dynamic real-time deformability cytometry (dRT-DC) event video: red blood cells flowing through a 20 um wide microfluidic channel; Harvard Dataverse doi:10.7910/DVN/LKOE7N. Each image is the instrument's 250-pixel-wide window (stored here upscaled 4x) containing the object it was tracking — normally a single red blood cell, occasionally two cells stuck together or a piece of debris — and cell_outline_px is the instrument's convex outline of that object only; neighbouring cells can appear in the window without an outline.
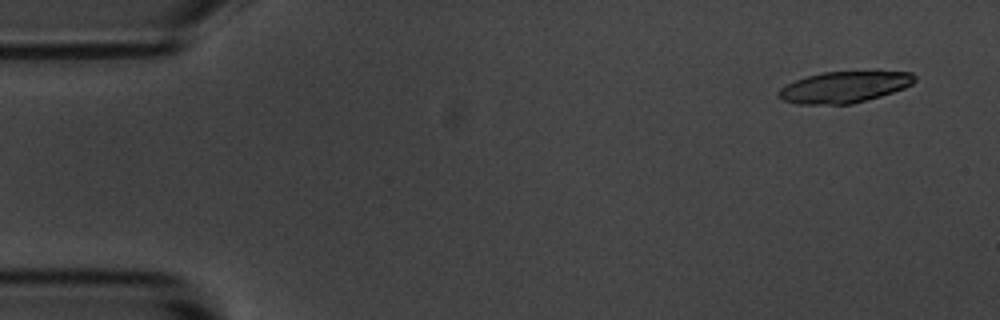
{"species": "common noctule bat (a hibernating species)", "species_latin": "Nyctalus noctula", "temperature_condition": "room temperature", "stored_images_in_passage": 4, "camera_frame_rate_fps": 3000, "um_per_image_px": 0.085, "animal": {"sex": "male", "body_mass_g": 20.1, "forearm_length_mm": 53.5}, "frame": {"image": 1, "passage_image": 1, "time_ms": 0.0, "image_size_px": [1000, 320], "cell_outline_px": [[916, 80], [912, 84], [904, 88], [880, 96], [852, 104], [796, 104], [784, 100], [776, 96], [776, 92], [780, 88], [796, 80], [808, 76], [824, 72], [876, 68], [912, 72], [916, 76]], "centroid_in_image_um": [71.85, 7.34], "position_along_channel_um": 13.1, "area_um2": 25.84}}
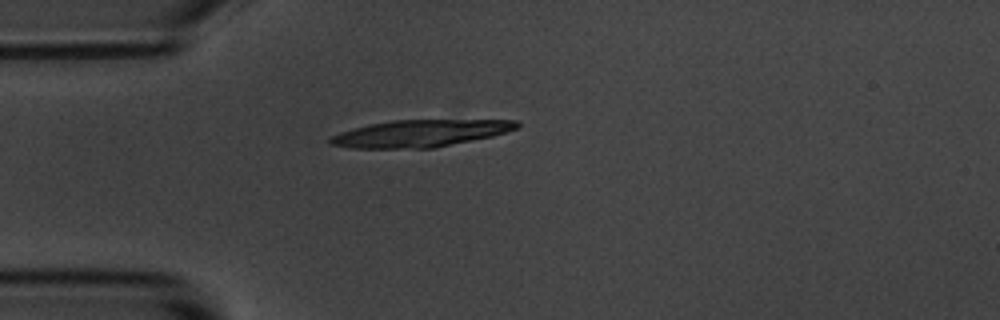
{"frame": {"image": 2, "passage_image": 4, "time_ms": 3.667, "image_size_px": [1000, 320], "cell_outline_px": [[520, 124], [516, 128], [492, 136], [432, 148], [352, 148], [332, 144], [328, 140], [332, 136], [340, 132], [372, 124], [392, 120], [516, 120]], "centroid_in_image_um": [35.72, 11.33], "position_along_channel_um": 49.3, "area_um2": 28.84}}